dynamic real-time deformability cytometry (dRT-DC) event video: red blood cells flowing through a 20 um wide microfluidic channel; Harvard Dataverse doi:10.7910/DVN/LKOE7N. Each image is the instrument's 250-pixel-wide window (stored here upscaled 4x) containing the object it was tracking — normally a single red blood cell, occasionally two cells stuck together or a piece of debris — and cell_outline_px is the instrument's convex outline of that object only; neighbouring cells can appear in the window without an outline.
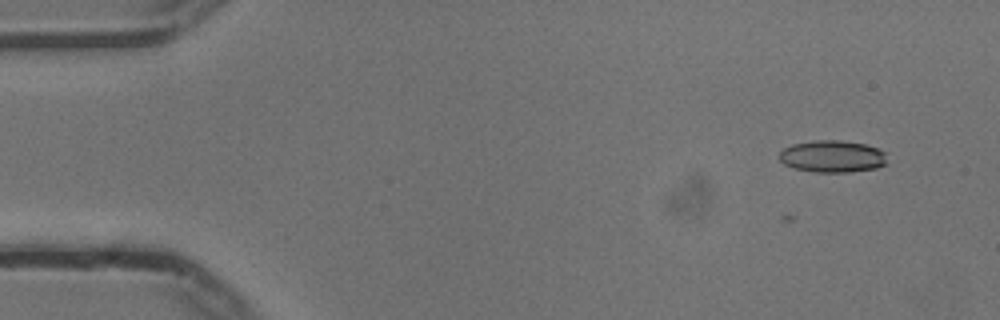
{"species": "common noctule bat (a hibernating species)", "species_latin": "Nyctalus noctula", "temperature_condition": "cold", "stored_images_in_passage": 3, "camera_frame_rate_fps": 3000, "um_per_image_px": 0.085, "animal": {"sex": "male", "body_mass_g": 13.3}, "frame": {"image": 1, "passage_image": 3, "time_ms": 0.667, "image_size_px": [1000, 320], "cell_outline_px": [[888, 164], [876, 168], [852, 172], [816, 172], [792, 168], [784, 164], [780, 160], [780, 152], [784, 148], [792, 144], [816, 140], [840, 140], [864, 144], [888, 152]], "centroid_in_image_um": [70.81, 13.3], "position_along_channel_um": 14.2, "area_um2": 20.4}}